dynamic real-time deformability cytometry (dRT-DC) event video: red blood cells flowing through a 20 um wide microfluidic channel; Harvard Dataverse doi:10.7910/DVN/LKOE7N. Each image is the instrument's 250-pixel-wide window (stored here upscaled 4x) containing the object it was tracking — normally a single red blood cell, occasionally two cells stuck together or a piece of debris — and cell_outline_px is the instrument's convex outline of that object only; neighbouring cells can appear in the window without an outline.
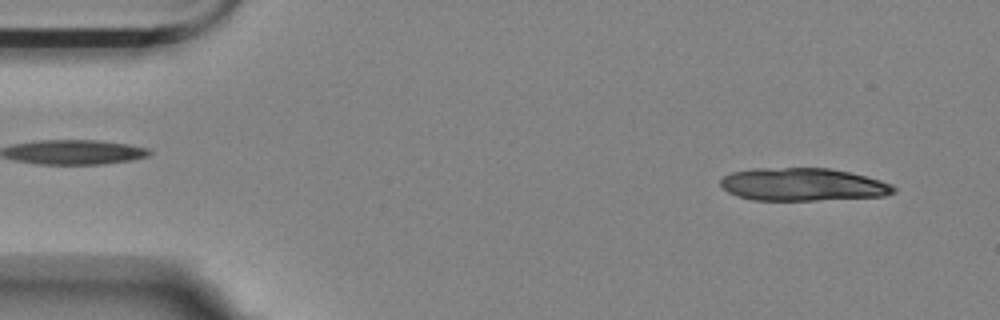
{"species": "Egyptian fruit bat (a non-hibernating species)", "species_latin": "Rousettus aegyptiacus", "temperature_condition": "room temperature", "stored_images_in_passage": 13, "camera_frame_rate_fps": 3000, "um_per_image_px": 0.085, "animal": {"sex": "female"}, "frame": {"image": 1, "passage_image": 4, "time_ms": 1.0, "image_size_px": [1000, 320], "cell_outline_px": [[896, 192], [884, 196], [816, 200], [752, 200], [736, 196], [728, 192], [720, 184], [720, 180], [724, 176], [732, 172], [752, 168], [832, 168], [880, 180], [892, 184], [896, 188]], "centroid_in_image_um": [68.22, 15.68], "position_along_channel_um": 16.8, "area_um2": 33.18}}